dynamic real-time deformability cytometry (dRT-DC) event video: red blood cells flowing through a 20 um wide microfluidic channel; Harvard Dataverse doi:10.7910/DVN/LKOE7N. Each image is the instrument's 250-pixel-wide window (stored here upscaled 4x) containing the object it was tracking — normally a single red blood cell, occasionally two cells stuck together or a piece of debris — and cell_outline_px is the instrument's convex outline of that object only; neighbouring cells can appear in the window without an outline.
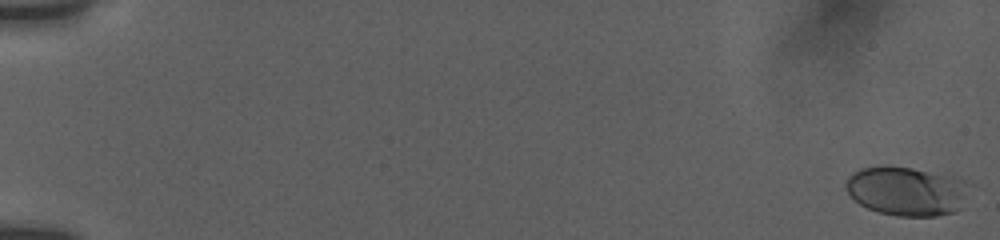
{"species": "human", "species_latin": "Homo sapiens", "temperature_condition": "room temperature", "stored_images_in_passage": 56, "camera_frame_rate_fps": 3000, "um_per_image_px": 0.085, "donor": {"sex": "female"}, "frame": {"image": 1, "passage_image": 1, "time_ms": 0.0, "image_size_px": [1000, 240], "cell_outline_px": [[976, 184], [960, 208], [952, 212], [936, 216], [896, 216], [880, 212], [868, 208], [860, 204], [848, 192], [844, 184], [848, 176], [852, 172], [860, 168], [880, 164], [884, 164], [912, 168], [964, 180]], "centroid_in_image_um": [77.09, 16.22], "position_along_channel_um": 7.9, "area_um2": 35.89}}
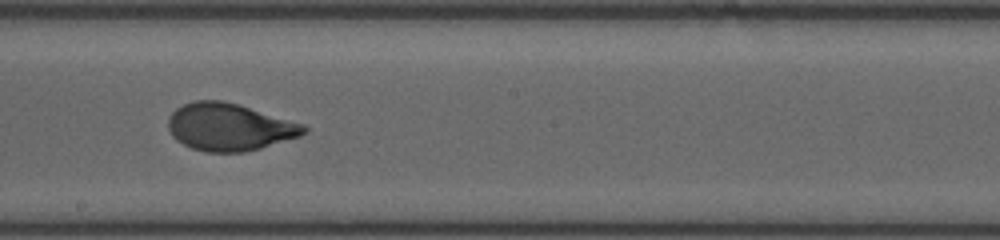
{"frame": {"image": 2, "passage_image": 34, "time_ms": 11.0, "image_size_px": [1000, 240], "cell_outline_px": [[308, 132], [300, 136], [260, 148], [244, 152], [204, 152], [192, 148], [176, 140], [172, 136], [168, 128], [168, 120], [172, 112], [176, 108], [184, 104], [196, 100], [224, 100], [304, 124], [308, 128]], "centroid_in_image_um": [19.49, 10.8], "position_along_channel_um": 228.7, "area_um2": 37.4}}
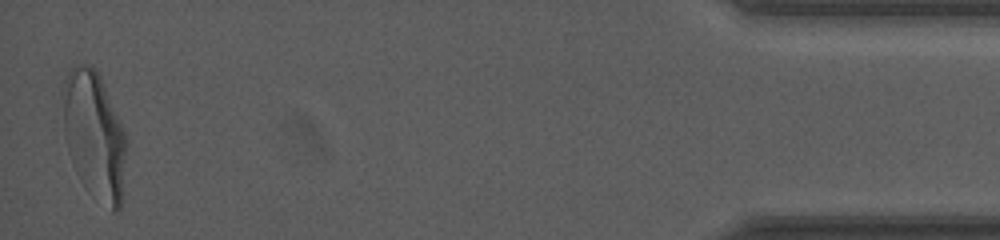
{"frame": {"image": 3, "passage_image": 56, "time_ms": 18.333, "image_size_px": [1000, 240], "cell_outline_px": [[124, 152], [120, 208], [116, 212], [112, 212], [64, 128], [60, 92], [64, 80], [68, 72], [72, 68], [80, 64], [88, 64], [100, 76], [124, 132]], "centroid_in_image_um": [8.04, 11.07], "position_along_channel_um": 427.2, "area_um2": 41.21}, "authors_computed_cell_mechanics": {"area_um2": 36.7897, "velocity_mm_per_s": 3.7522, "shape_relaxation_time_tau1_ms": 4.477, "shape_relaxation_time_tau2_ms": null, "deformation_change_tau1": 0.1852, "deformation_change_tau2": null}}